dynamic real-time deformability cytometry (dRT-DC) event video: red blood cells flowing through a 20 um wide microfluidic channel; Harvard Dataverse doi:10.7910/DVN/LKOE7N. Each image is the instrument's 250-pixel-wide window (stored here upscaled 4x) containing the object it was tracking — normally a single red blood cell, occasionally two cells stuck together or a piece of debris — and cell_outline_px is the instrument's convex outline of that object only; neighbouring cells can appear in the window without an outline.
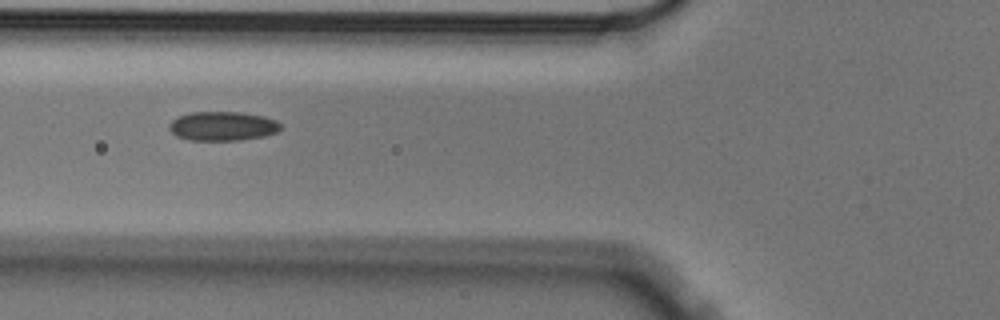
{"species": "Egyptian fruit bat (a non-hibernating species)", "species_latin": "Rousettus aegyptiacus", "temperature_condition": "cold", "stored_images_in_passage": 9, "camera_frame_rate_fps": 3000, "um_per_image_px": 0.085, "animal": {"sex": "male"}, "frame": {"image": 1, "passage_image": 6, "time_ms": 1.667, "image_size_px": [1000, 320], "cell_outline_px": [[280, 132], [264, 136], [240, 140], [188, 140], [176, 136], [168, 128], [168, 124], [172, 120], [180, 116], [192, 112], [240, 112], [264, 116], [276, 120], [280, 124]], "centroid_in_image_um": [18.93, 10.72], "position_along_channel_um": 106.9, "area_um2": 19.02}}
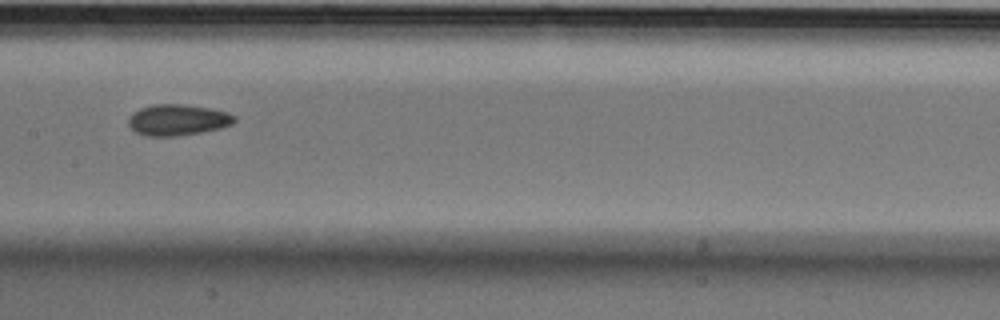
{"frame": {"image": 2, "passage_image": 8, "time_ms": 2.333, "image_size_px": [1000, 320], "cell_outline_px": [[236, 120], [232, 124], [220, 128], [200, 132], [176, 136], [148, 136], [136, 132], [128, 124], [128, 116], [140, 108], [152, 104], [184, 104], [208, 108], [228, 112], [236, 116]], "centroid_in_image_um": [15.1, 10.18], "position_along_channel_um": 192.3, "area_um2": 19.19}}
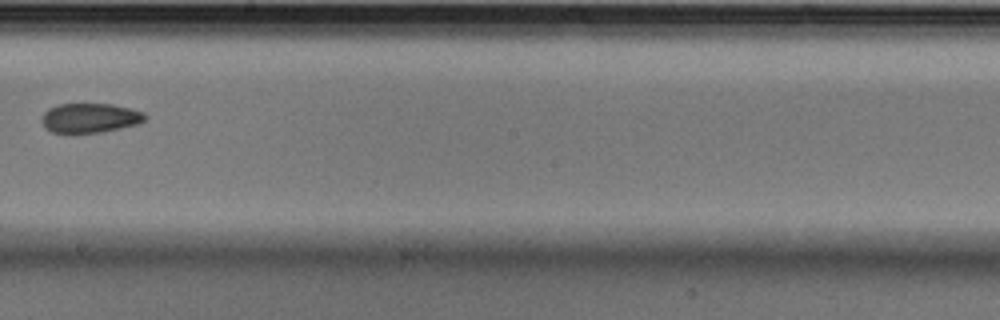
{"frame": {"image": 3, "passage_image": 9, "time_ms": 2.667, "image_size_px": [1000, 320], "cell_outline_px": [[148, 116], [140, 124], [100, 132], [52, 132], [44, 128], [40, 120], [40, 116], [48, 108], [60, 104], [112, 104], [132, 108], [144, 112]], "centroid_in_image_um": [7.65, 10.01], "position_along_channel_um": 240.6, "area_um2": 17.92}}